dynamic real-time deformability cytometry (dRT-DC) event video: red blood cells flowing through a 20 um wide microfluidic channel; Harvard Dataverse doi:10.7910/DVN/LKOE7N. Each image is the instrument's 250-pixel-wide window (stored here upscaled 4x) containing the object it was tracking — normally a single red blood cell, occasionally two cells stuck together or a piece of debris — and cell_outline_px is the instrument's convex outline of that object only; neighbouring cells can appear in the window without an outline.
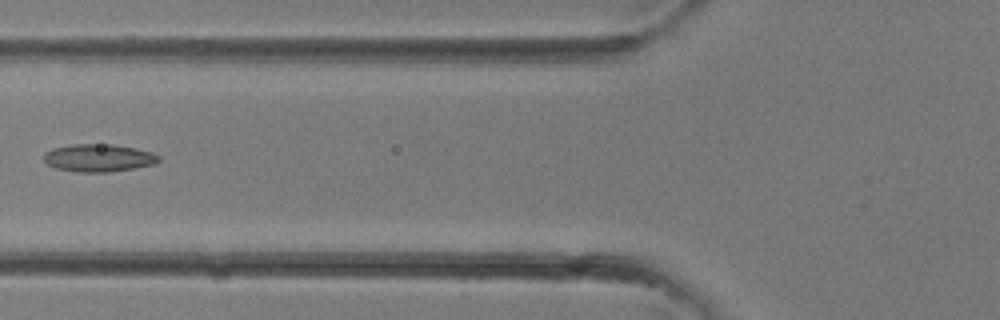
{"species": "common noctule bat (a hibernating species)", "species_latin": "Nyctalus noctula", "temperature_condition": "room temperature", "stored_images_in_passage": 32, "camera_frame_rate_fps": 3000, "um_per_image_px": 0.085, "animal": {"sex": "female"}, "frame": {"image": 1, "passage_image": 12, "time_ms": 3.667, "image_size_px": [1000, 320], "cell_outline_px": [[160, 160], [156, 164], [136, 168], [108, 172], [76, 172], [56, 168], [48, 164], [44, 160], [44, 152], [52, 148], [72, 144], [112, 144], [136, 148], [152, 152], [160, 156]], "centroid_in_image_um": [8.4, 13.42], "position_along_channel_um": 117.4, "area_um2": 18.73}}
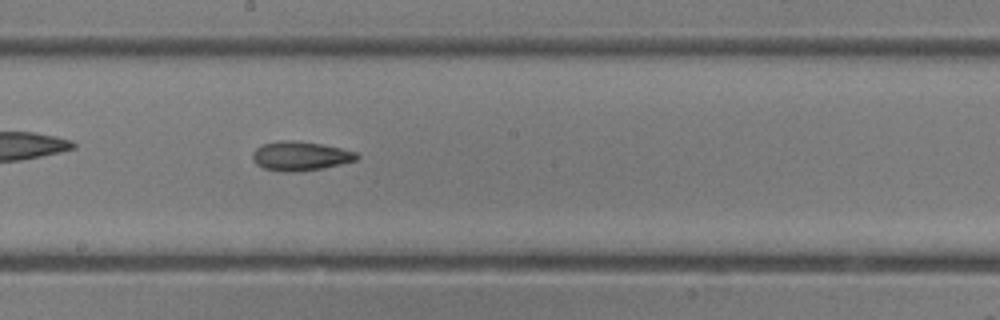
{"frame": {"image": 2, "passage_image": 17, "time_ms": 5.333, "image_size_px": [1000, 320], "cell_outline_px": [[360, 156], [356, 160], [324, 168], [296, 172], [284, 172], [264, 168], [256, 164], [252, 160], [252, 152], [260, 144], [280, 140], [292, 140], [320, 144], [340, 148], [356, 152]], "centroid_in_image_um": [25.48, 13.26], "position_along_channel_um": 222.7, "area_um2": 17.8}}
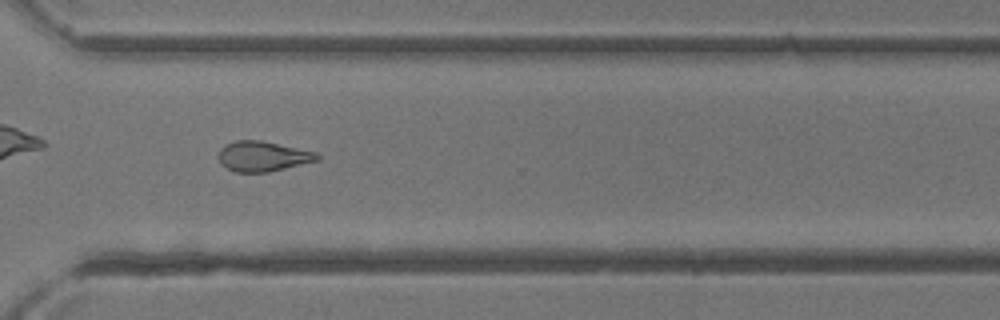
{"frame": {"image": 3, "passage_image": 23, "time_ms": 7.333, "image_size_px": [1000, 320], "cell_outline_px": [[320, 160], [268, 172], [236, 172], [220, 164], [220, 148], [224, 144], [236, 140], [260, 140], [316, 152], [320, 156]], "centroid_in_image_um": [22.34, 13.28], "position_along_channel_um": 348.3, "area_um2": 17.22}}